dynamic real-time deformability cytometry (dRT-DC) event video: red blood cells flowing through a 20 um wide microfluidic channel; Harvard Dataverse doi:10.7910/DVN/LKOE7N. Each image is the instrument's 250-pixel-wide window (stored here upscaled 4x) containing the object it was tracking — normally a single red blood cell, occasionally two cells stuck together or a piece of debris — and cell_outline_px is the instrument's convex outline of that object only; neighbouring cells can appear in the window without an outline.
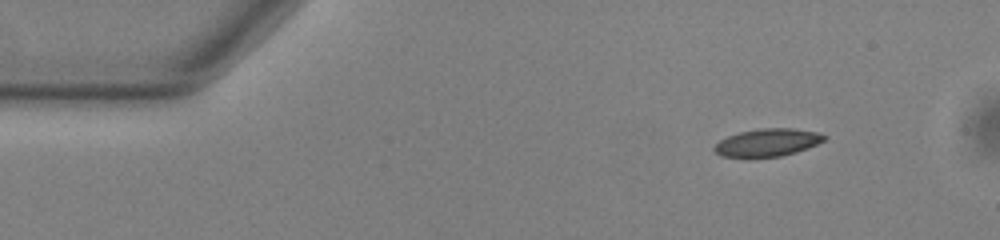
{"species": "common noctule bat (a hibernating species)", "species_latin": "Nyctalus noctula", "temperature_condition": "warm", "stored_images_in_passage": 48, "camera_frame_rate_fps": 3000, "um_per_image_px": 0.085, "animal": {"sex": "male", "body_mass_g": 13.0, "forearm_length_mm": 53.1}, "frame": {"image": 1, "passage_image": 1, "time_ms": 0.0, "image_size_px": [1000, 240], "cell_outline_px": [[824, 140], [808, 148], [796, 152], [780, 156], [748, 160], [720, 156], [712, 148], [720, 140], [728, 136], [740, 132], [760, 128], [792, 128], [816, 132], [824, 136]], "centroid_in_image_um": [65.15, 12.16], "position_along_channel_um": 19.9, "area_um2": 18.15}}
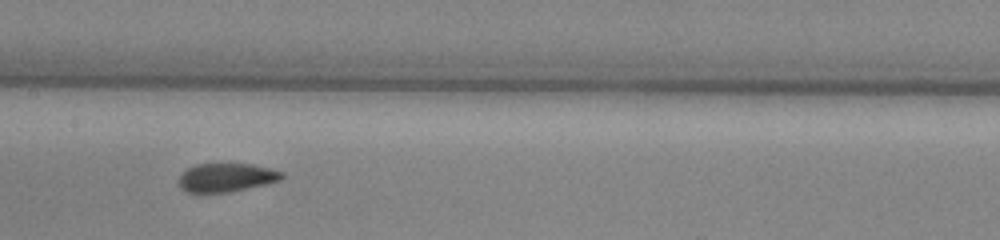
{"frame": {"image": 2, "passage_image": 21, "time_ms": 6.667, "image_size_px": [1000, 240], "cell_outline_px": [[284, 176], [280, 180], [264, 184], [228, 192], [188, 192], [180, 188], [176, 184], [180, 176], [188, 168], [196, 164], [228, 160], [252, 164], [272, 168], [284, 172]], "centroid_in_image_um": [19.23, 15.02], "position_along_channel_um": 188.2, "area_um2": 17.92}}
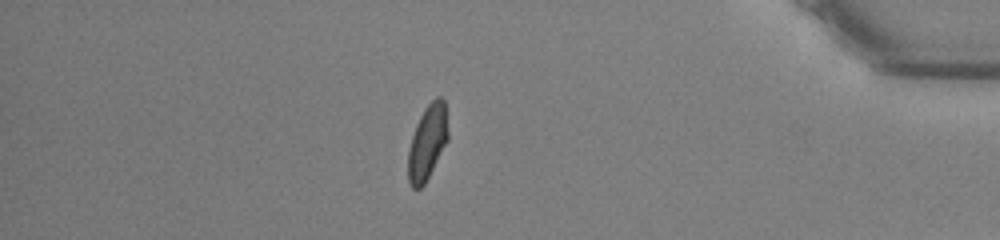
{"frame": {"image": 3, "passage_image": 41, "time_ms": 13.333, "image_size_px": [1000, 240], "cell_outline_px": [[448, 140], [424, 184], [420, 188], [412, 188], [408, 180], [408, 152], [412, 136], [416, 124], [424, 108], [436, 96], [440, 96], [444, 100], [448, 132]], "centroid_in_image_um": [36.32, 12.08], "position_along_channel_um": 398.9, "area_um2": 17.22}, "authors_computed_cell_mechanics": {"area_um2": 17.918, "velocity_mm_per_s": 3.7929, "shape_relaxation_time_tau1_ms": 4.548, "shape_relaxation_time_tau2_ms": 1.3447, "deformation_change_tau1": 0.1417, "deformation_change_tau2": 0.0534}}